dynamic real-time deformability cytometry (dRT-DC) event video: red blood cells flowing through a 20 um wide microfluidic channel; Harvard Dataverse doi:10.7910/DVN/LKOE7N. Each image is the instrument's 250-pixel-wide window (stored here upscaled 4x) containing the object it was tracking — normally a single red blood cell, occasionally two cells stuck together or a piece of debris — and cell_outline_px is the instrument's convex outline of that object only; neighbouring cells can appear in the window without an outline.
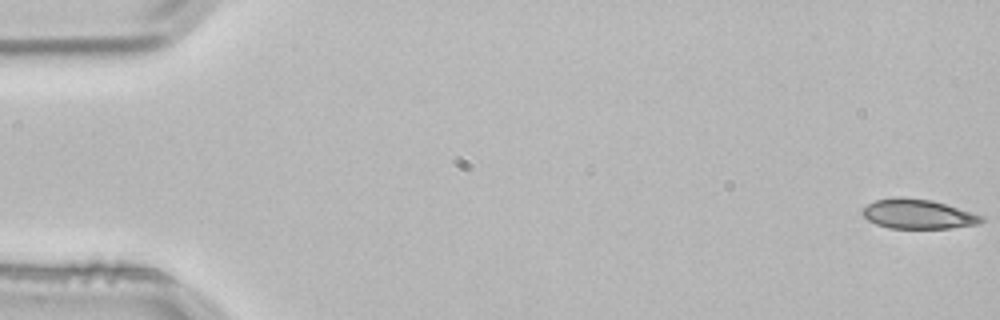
{"species": "common noctule bat (a hibernating species)", "species_latin": "Nyctalus noctula", "temperature_condition": "room temperature", "stored_images_in_passage": 4, "camera_frame_rate_fps": 3000, "um_per_image_px": 0.085, "animal": {"sex": "male", "body_mass_g": 21.5, "forearm_length_mm": 52.0}, "frame": {"image": 1, "passage_image": 1, "time_ms": 0.0, "image_size_px": [1000, 320], "cell_outline_px": [[984, 220], [980, 224], [948, 228], [888, 228], [876, 224], [868, 220], [860, 212], [868, 204], [876, 200], [900, 196], [932, 200], [972, 212], [984, 216]], "centroid_in_image_um": [78.03, 18.19], "position_along_channel_um": 7.0, "area_um2": 20.52}}
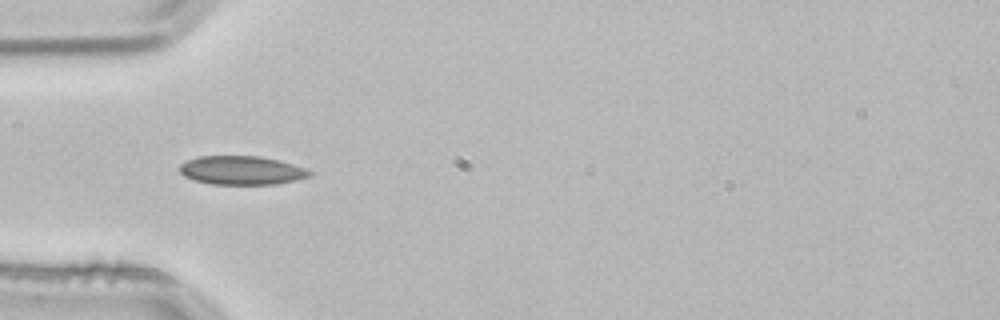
{"frame": {"image": 2, "passage_image": 4, "time_ms": 1.0, "image_size_px": [1000, 320], "cell_outline_px": [[312, 176], [296, 180], [276, 184], [212, 184], [196, 180], [184, 176], [180, 172], [180, 164], [188, 160], [200, 156], [260, 156], [280, 160], [304, 168], [312, 172]], "centroid_in_image_um": [20.56, 14.47], "position_along_channel_um": 64.4, "area_um2": 21.68}}